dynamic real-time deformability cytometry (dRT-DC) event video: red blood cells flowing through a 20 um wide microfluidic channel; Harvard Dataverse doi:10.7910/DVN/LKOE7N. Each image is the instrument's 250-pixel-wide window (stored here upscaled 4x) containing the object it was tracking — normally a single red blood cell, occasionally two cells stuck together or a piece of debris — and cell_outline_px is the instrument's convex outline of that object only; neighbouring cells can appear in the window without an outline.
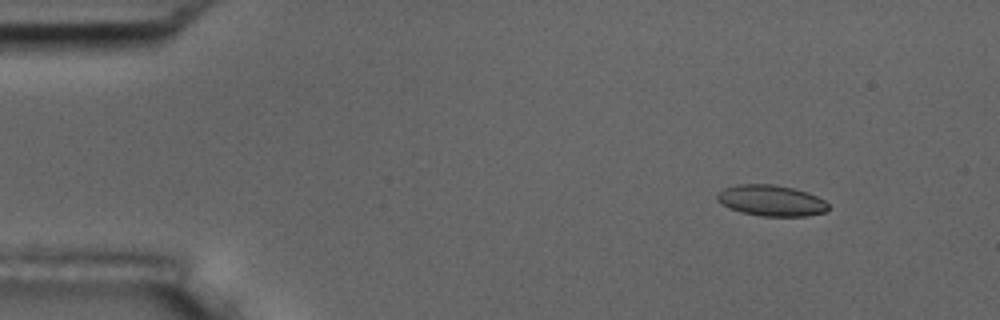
{"species": "common noctule bat (a hibernating species)", "species_latin": "Nyctalus noctula", "temperature_condition": "room temperature", "stored_images_in_passage": 5, "camera_frame_rate_fps": 3000, "um_per_image_px": 0.085, "animal": {"sex": "male", "body_mass_g": 17.5, "forearm_length_mm": 52.3}, "frame": {"image": 1, "passage_image": 2, "time_ms": 2.0, "image_size_px": [1000, 320], "cell_outline_px": [[828, 212], [804, 216], [760, 216], [740, 212], [716, 200], [716, 196], [724, 188], [740, 184], [772, 184], [792, 188], [808, 192], [824, 200], [828, 204]], "centroid_in_image_um": [65.58, 17.05], "position_along_channel_um": 19.4, "area_um2": 19.94}}